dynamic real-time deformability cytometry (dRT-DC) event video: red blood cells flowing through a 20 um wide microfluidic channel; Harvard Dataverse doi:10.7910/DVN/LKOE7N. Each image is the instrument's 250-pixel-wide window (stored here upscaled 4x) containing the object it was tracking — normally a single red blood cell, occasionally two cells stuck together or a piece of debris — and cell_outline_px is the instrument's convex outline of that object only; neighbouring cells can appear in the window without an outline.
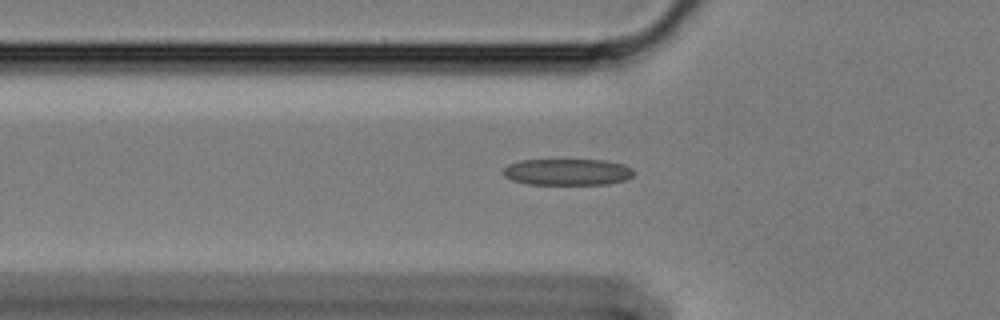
{"species": "Egyptian fruit bat (a non-hibernating species)", "species_latin": "Rousettus aegyptiacus", "temperature_condition": "cold", "stored_images_in_passage": 58, "camera_frame_rate_fps": 3000, "um_per_image_px": 0.085, "animal": {"sex": "female"}, "frame": {"image": 1, "passage_image": 19, "time_ms": 6.0, "image_size_px": [1000, 320], "cell_outline_px": [[632, 176], [624, 180], [608, 184], [528, 184], [512, 180], [504, 176], [504, 168], [508, 164], [520, 160], [604, 160], [624, 164], [632, 168]], "centroid_in_image_um": [48.22, 14.61], "position_along_channel_um": 77.6, "area_um2": 20.06}}
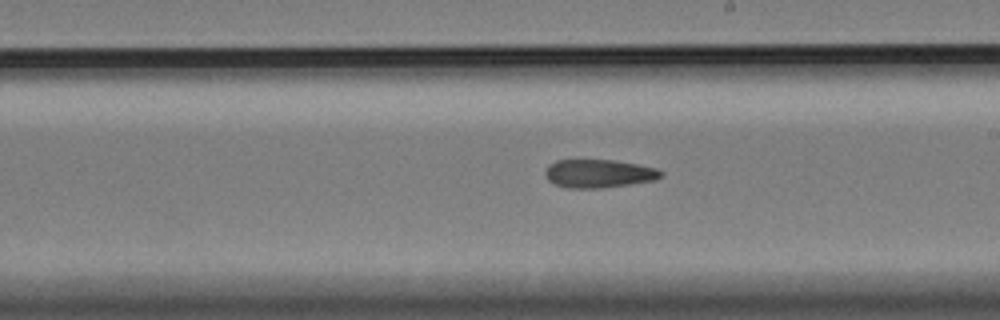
{"frame": {"image": 2, "passage_image": 33, "time_ms": 10.667, "image_size_px": [1000, 320], "cell_outline_px": [[664, 176], [656, 180], [600, 188], [568, 188], [556, 184], [548, 180], [544, 176], [544, 172], [548, 164], [556, 160], [612, 160], [636, 164], [656, 168], [664, 172]], "centroid_in_image_um": [50.88, 14.75], "position_along_channel_um": 238.1, "area_um2": 19.13}}
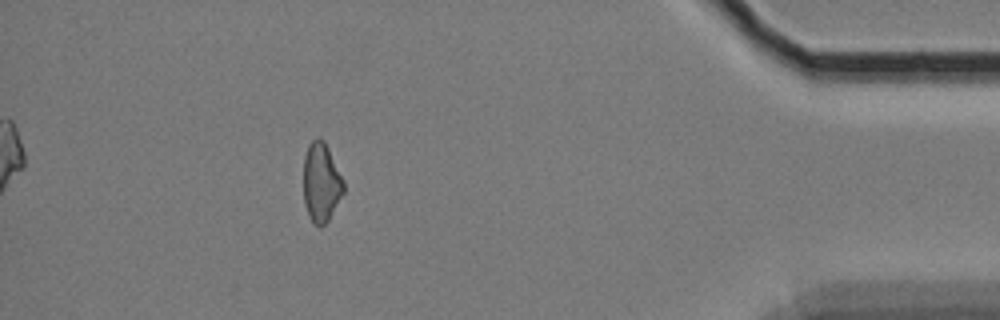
{"frame": {"image": 3, "passage_image": 52, "time_ms": 17.0, "image_size_px": [1000, 320], "cell_outline_px": [[344, 192], [328, 220], [320, 228], [312, 224], [308, 216], [304, 204], [304, 156], [308, 144], [316, 136], [320, 136], [324, 140], [344, 180]], "centroid_in_image_um": [27.29, 15.5], "position_along_channel_um": 407.9, "area_um2": 18.79}}